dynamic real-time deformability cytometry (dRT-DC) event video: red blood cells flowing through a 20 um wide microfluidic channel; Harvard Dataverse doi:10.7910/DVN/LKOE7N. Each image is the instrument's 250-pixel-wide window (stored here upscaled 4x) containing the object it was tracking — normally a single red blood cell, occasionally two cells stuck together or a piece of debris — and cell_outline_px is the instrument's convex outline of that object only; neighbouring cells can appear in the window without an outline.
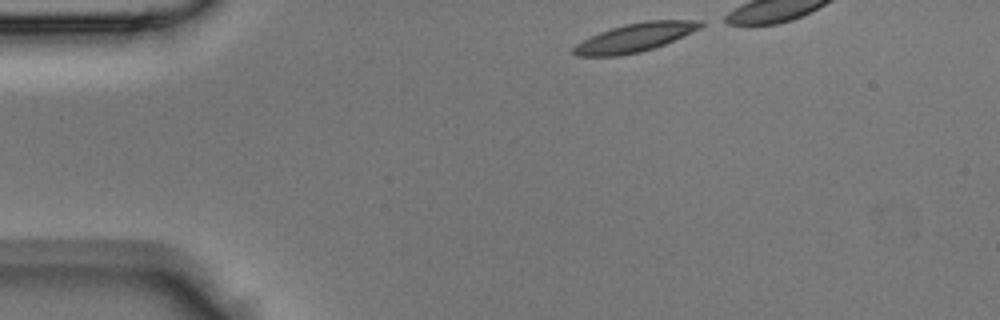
{"species": "Egyptian fruit bat (a non-hibernating species)", "species_latin": "Rousettus aegyptiacus", "temperature_condition": "room temperature", "stored_images_in_passage": 29, "camera_frame_rate_fps": 3000, "um_per_image_px": 0.085, "animal": {"sex": "male"}, "frame": {"image": 1, "passage_image": 1, "time_ms": 0.0, "image_size_px": [1000, 320], "cell_outline_px": [[704, 24], [700, 28], [664, 44], [640, 52], [620, 56], [576, 56], [572, 52], [572, 48], [576, 44], [600, 32], [624, 24], [648, 20], [704, 20]], "centroid_in_image_um": [53.97, 3.19], "position_along_channel_um": 31.0, "area_um2": 20.92}}
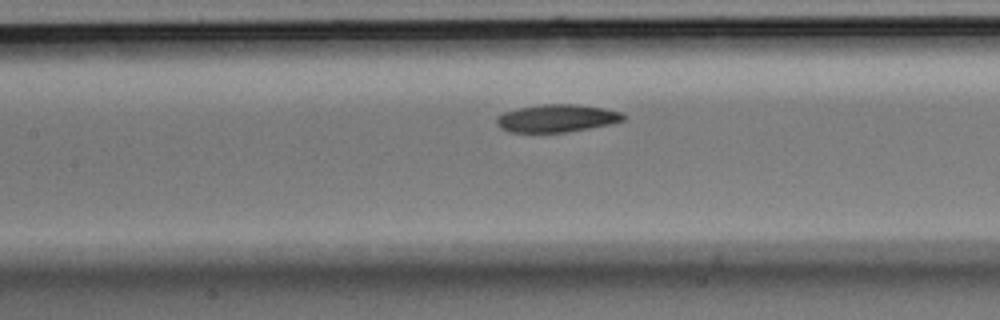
{"frame": {"image": 2, "passage_image": 13, "time_ms": 4.0, "image_size_px": [1000, 320], "cell_outline_px": [[624, 120], [612, 124], [568, 132], [508, 132], [500, 128], [496, 124], [496, 116], [504, 112], [520, 108], [544, 104], [576, 104], [604, 108], [620, 112], [624, 116]], "centroid_in_image_um": [47.31, 10.06], "position_along_channel_um": 160.1, "area_um2": 20.46}}
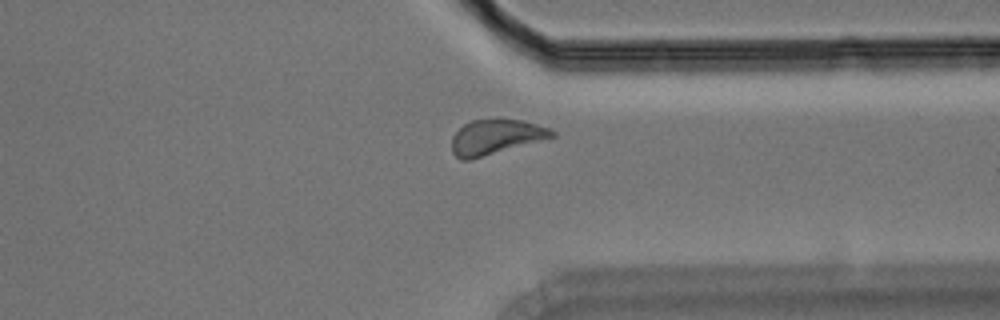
{"frame": {"image": 3, "passage_image": 27, "time_ms": 8.667, "image_size_px": [1000, 320], "cell_outline_px": [[556, 136], [468, 160], [460, 160], [452, 152], [452, 136], [464, 124], [472, 120], [500, 116], [520, 120], [552, 128], [556, 132]], "centroid_in_image_um": [42.14, 11.59], "position_along_channel_um": 369.3, "area_um2": 20.69}}